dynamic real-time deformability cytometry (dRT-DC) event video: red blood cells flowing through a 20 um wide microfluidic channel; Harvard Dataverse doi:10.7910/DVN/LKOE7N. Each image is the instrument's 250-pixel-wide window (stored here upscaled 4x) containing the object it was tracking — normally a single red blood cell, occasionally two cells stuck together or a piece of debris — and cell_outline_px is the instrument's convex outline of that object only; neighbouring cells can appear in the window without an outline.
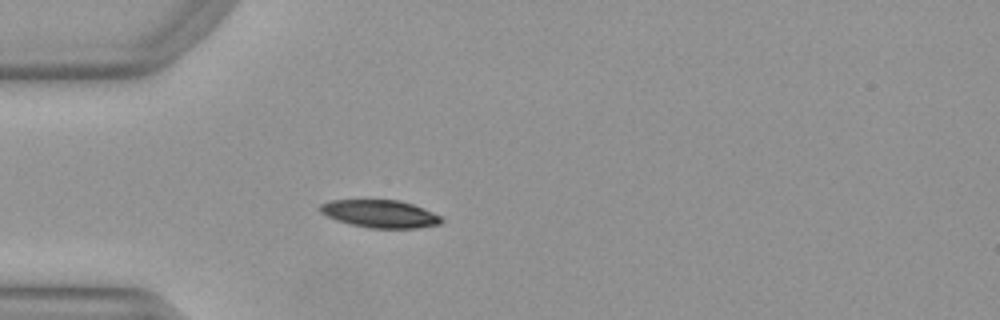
{"species": "Egyptian fruit bat (a non-hibernating species)", "species_latin": "Rousettus aegyptiacus", "temperature_condition": "warm", "stored_images_in_passage": 45, "camera_frame_rate_fps": 3000, "um_per_image_px": 0.085, "animal": {"sex": "female"}, "frame": {"image": 1, "passage_image": 9, "time_ms": 2.667, "image_size_px": [1000, 320], "cell_outline_px": [[444, 220], [440, 224], [416, 228], [368, 228], [336, 220], [320, 212], [320, 204], [332, 200], [400, 200], [424, 208], [440, 216]], "centroid_in_image_um": [32.32, 18.17], "position_along_channel_um": 52.7, "area_um2": 19.48}}
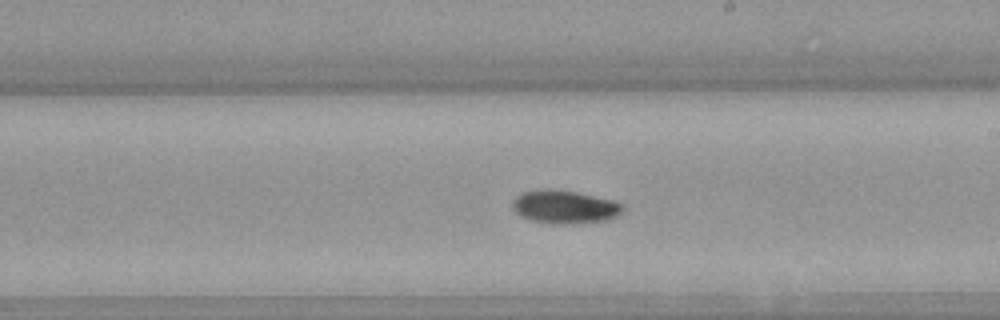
{"frame": {"image": 2, "passage_image": 24, "time_ms": 7.667, "image_size_px": [1000, 320], "cell_outline_px": [[624, 208], [616, 216], [608, 220], [580, 224], [548, 224], [532, 220], [520, 216], [512, 208], [512, 200], [520, 192], [576, 192], [612, 200], [624, 204]], "centroid_in_image_um": [48.02, 17.65], "position_along_channel_um": 241.0, "area_um2": 20.87}}
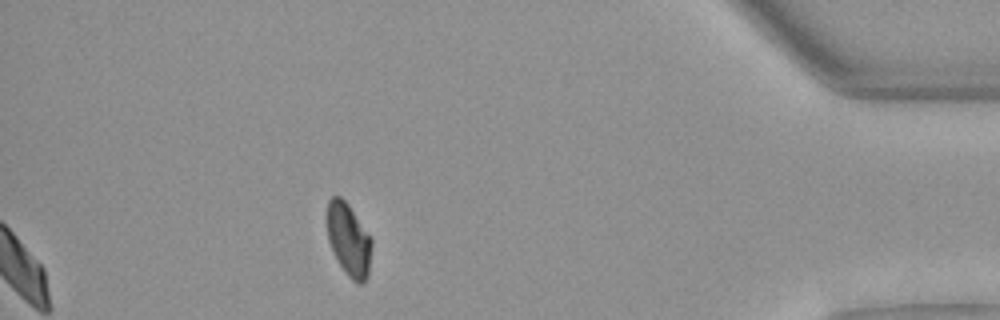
{"frame": {"image": 3, "passage_image": 40, "time_ms": 13.0, "image_size_px": [1000, 320], "cell_outline_px": [[372, 244], [368, 276], [360, 284], [356, 284], [348, 276], [340, 264], [328, 240], [328, 200], [332, 196], [340, 196], [348, 204], [372, 236]], "centroid_in_image_um": [29.68, 20.37], "position_along_channel_um": 405.5, "area_um2": 18.79}, "authors_computed_cell_mechanics": {"area_um2": 19.941, "velocity_mm_per_s": 3.9826, "shape_relaxation_time_tau1_ms": 6.3197, "shape_relaxation_time_tau2_ms": 5.8871, "deformation_change_tau1": 0.1628, "deformation_change_tau2": 0.082}}